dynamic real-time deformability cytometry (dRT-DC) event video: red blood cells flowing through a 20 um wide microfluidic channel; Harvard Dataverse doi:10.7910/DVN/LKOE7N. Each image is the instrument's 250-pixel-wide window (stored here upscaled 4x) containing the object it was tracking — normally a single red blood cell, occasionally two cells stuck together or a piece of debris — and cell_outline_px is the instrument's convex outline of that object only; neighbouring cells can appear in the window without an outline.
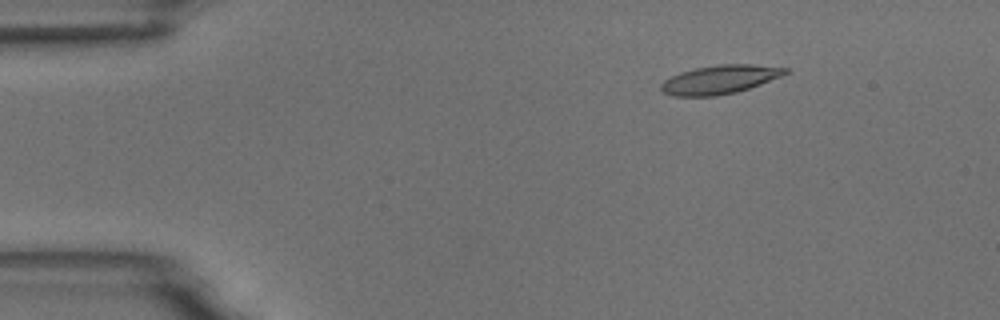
{"species": "common noctule bat (a hibernating species)", "species_latin": "Nyctalus noctula", "temperature_condition": "room temperature", "stored_images_in_passage": 15, "camera_frame_rate_fps": 3000, "um_per_image_px": 0.085, "animal": {"sex": "male", "body_mass_g": 18.8}, "frame": {"image": 1, "passage_image": 3, "time_ms": 2.333, "image_size_px": [1000, 320], "cell_outline_px": [[788, 72], [780, 76], [760, 84], [736, 92], [716, 96], [672, 96], [660, 92], [660, 84], [664, 80], [680, 72], [696, 68], [716, 64], [752, 64], [788, 68]], "centroid_in_image_um": [61.12, 6.76], "position_along_channel_um": 23.9, "area_um2": 20.75}}
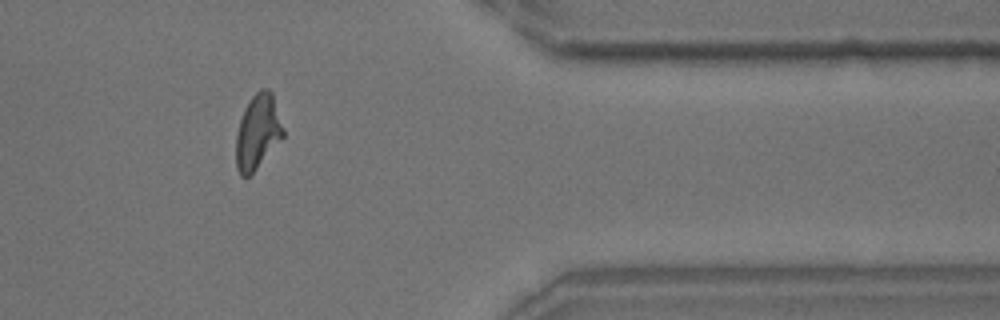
{"frame": {"image": 2, "passage_image": 13, "time_ms": 14.667, "image_size_px": [1000, 320], "cell_outline_px": [[284, 136], [256, 168], [248, 176], [240, 176], [236, 168], [236, 136], [240, 120], [244, 108], [248, 100], [260, 88], [268, 88], [272, 92], [284, 128]], "centroid_in_image_um": [21.9, 11.17], "position_along_channel_um": 389.5, "area_um2": 20.46}}
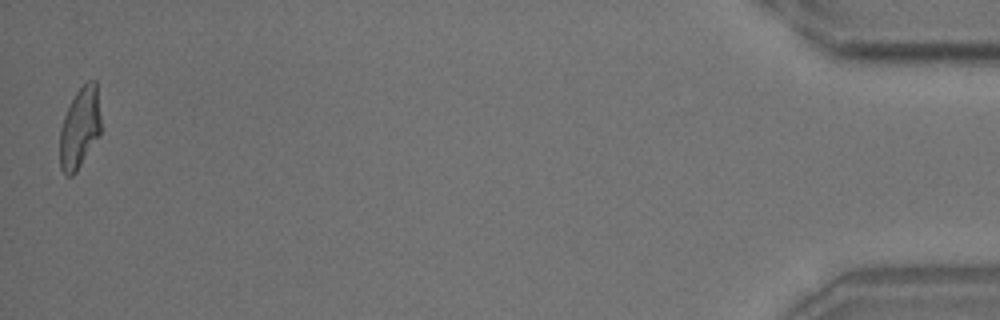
{"frame": {"image": 3, "passage_image": 15, "time_ms": 17.667, "image_size_px": [1000, 320], "cell_outline_px": [[100, 132], [76, 172], [72, 176], [68, 176], [60, 168], [60, 128], [64, 116], [76, 92], [88, 80], [96, 80], [100, 116]], "centroid_in_image_um": [6.77, 10.86], "position_along_channel_um": 428.4, "area_um2": 18.96}, "authors_computed_cell_mechanics": {"area_um2": 20.4612, "velocity_mm_per_s": 3.7059, "shape_relaxation_time_tau1_ms": 3.8186, "shape_relaxation_time_tau2_ms": 1.9631, "deformation_change_tau1": 0.1602, "deformation_change_tau2": 0.1038}}